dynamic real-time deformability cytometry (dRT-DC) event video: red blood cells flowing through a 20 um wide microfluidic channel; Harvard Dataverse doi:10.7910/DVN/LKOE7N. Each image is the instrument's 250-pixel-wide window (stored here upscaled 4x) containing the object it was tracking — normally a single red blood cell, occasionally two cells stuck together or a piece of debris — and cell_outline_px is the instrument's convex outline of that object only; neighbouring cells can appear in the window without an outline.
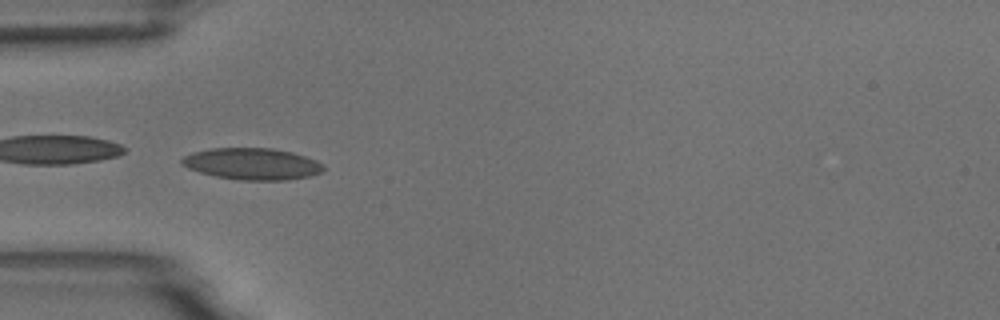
{"species": "common noctule bat (a hibernating species)", "species_latin": "Nyctalus noctula", "temperature_condition": "room temperature", "stored_images_in_passage": 4, "camera_frame_rate_fps": 3000, "um_per_image_px": 0.085, "animal": {"sex": "male", "body_mass_g": 18.8}, "frame": {"image": 1, "passage_image": 4, "time_ms": 3.667, "image_size_px": [1000, 320], "cell_outline_px": [[324, 168], [320, 172], [308, 176], [288, 180], [240, 180], [216, 176], [200, 172], [188, 168], [180, 164], [180, 160], [184, 156], [192, 152], [212, 148], [272, 148], [292, 152], [316, 160], [324, 164]], "centroid_in_image_um": [21.41, 13.92], "position_along_channel_um": 63.6, "area_um2": 26.07}}